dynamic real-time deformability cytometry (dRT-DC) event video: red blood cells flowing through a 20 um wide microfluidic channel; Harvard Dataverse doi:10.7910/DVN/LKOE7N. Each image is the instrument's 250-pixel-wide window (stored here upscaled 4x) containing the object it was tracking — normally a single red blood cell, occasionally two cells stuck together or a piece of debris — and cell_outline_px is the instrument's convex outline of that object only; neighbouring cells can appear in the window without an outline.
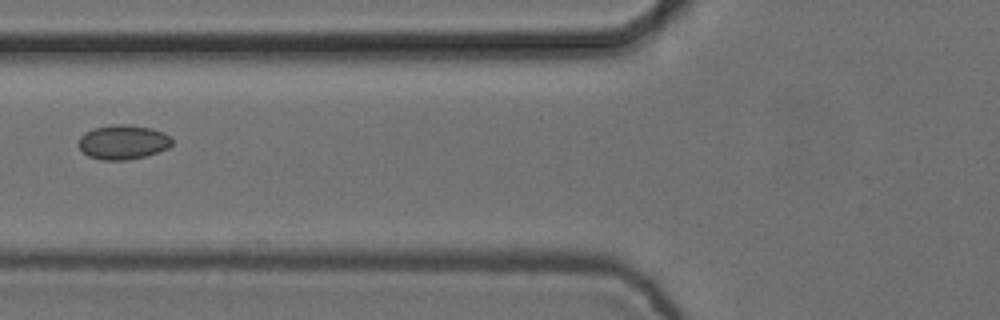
{"species": "common noctule bat (a hibernating species)", "species_latin": "Nyctalus noctula", "temperature_condition": "cold", "stored_images_in_passage": 7, "camera_frame_rate_fps": 3000, "um_per_image_px": 0.085, "animal": {"sex": "female", "body_mass_g": 24.6, "forearm_length_mm": 56.2}, "frame": {"image": 1, "passage_image": 6, "time_ms": 1.667, "image_size_px": [1000, 320], "cell_outline_px": [[172, 144], [168, 148], [144, 156], [128, 160], [100, 160], [88, 156], [76, 144], [80, 136], [84, 132], [92, 128], [112, 124], [128, 124], [152, 128], [164, 132], [172, 140]], "centroid_in_image_um": [10.41, 12.07], "position_along_channel_um": 115.4, "area_um2": 18.96}}
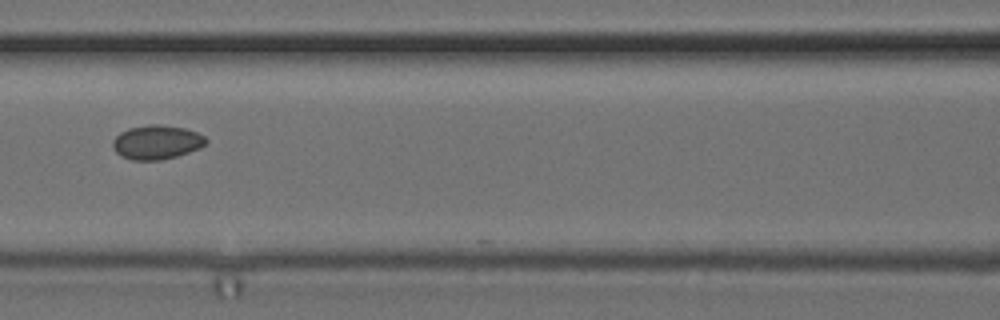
{"frame": {"image": 2, "passage_image": 7, "time_ms": 2.0, "image_size_px": [1000, 320], "cell_outline_px": [[208, 144], [200, 148], [176, 156], [160, 160], [132, 160], [120, 156], [112, 148], [112, 140], [120, 132], [128, 128], [148, 124], [160, 124], [184, 128], [196, 132], [204, 136], [208, 140]], "centroid_in_image_um": [13.3, 12.08], "position_along_channel_um": 153.3, "area_um2": 18.73}}